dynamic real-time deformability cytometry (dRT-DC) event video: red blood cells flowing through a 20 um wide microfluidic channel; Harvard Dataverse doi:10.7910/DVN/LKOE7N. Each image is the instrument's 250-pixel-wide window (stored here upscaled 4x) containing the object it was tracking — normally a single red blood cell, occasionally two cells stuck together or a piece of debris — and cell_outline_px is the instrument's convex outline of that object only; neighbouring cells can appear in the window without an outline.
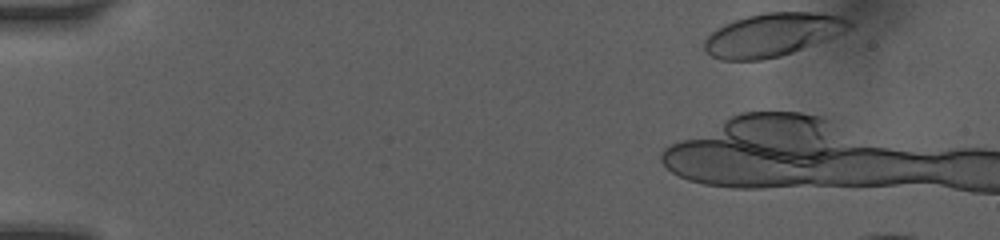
{"species": "human", "species_latin": "Homo sapiens", "temperature_condition": "room temperature", "stored_images_in_passage": 4, "camera_frame_rate_fps": 3000, "um_per_image_px": 0.085, "donor": {"sex": "female"}, "frame": {"image": 1, "passage_image": 1, "time_ms": 0.0, "image_size_px": [1000, 240], "cell_outline_px": [[852, 24], [848, 28], [792, 52], [780, 56], [760, 60], [720, 60], [704, 52], [704, 40], [716, 28], [724, 24], [748, 16], [764, 12], [820, 12], [840, 16], [848, 20]], "centroid_in_image_um": [65.55, 2.95], "position_along_channel_um": 19.4, "area_um2": 35.72}}